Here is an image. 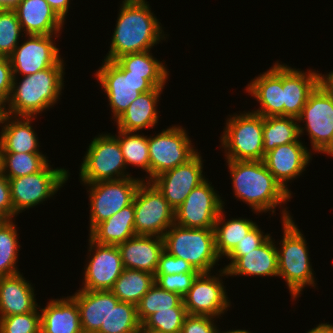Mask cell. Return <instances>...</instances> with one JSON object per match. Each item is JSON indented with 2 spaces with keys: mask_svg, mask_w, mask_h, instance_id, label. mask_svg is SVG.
I'll return each instance as SVG.
<instances>
[{
  "mask_svg": "<svg viewBox=\"0 0 333 333\" xmlns=\"http://www.w3.org/2000/svg\"><path fill=\"white\" fill-rule=\"evenodd\" d=\"M63 297L49 300L43 308L39 305L41 333H83L76 301Z\"/></svg>",
  "mask_w": 333,
  "mask_h": 333,
  "instance_id": "cell-28",
  "label": "cell"
},
{
  "mask_svg": "<svg viewBox=\"0 0 333 333\" xmlns=\"http://www.w3.org/2000/svg\"><path fill=\"white\" fill-rule=\"evenodd\" d=\"M63 59L53 67L21 76V80L13 77L12 91L4 105V113L12 116L36 117L54 107L62 96V89L65 86Z\"/></svg>",
  "mask_w": 333,
  "mask_h": 333,
  "instance_id": "cell-3",
  "label": "cell"
},
{
  "mask_svg": "<svg viewBox=\"0 0 333 333\" xmlns=\"http://www.w3.org/2000/svg\"><path fill=\"white\" fill-rule=\"evenodd\" d=\"M14 11L24 35H60L65 25L45 0H22Z\"/></svg>",
  "mask_w": 333,
  "mask_h": 333,
  "instance_id": "cell-23",
  "label": "cell"
},
{
  "mask_svg": "<svg viewBox=\"0 0 333 333\" xmlns=\"http://www.w3.org/2000/svg\"><path fill=\"white\" fill-rule=\"evenodd\" d=\"M48 162L40 171L18 178H10V194L16 215L49 200L67 183L66 168H53Z\"/></svg>",
  "mask_w": 333,
  "mask_h": 333,
  "instance_id": "cell-8",
  "label": "cell"
},
{
  "mask_svg": "<svg viewBox=\"0 0 333 333\" xmlns=\"http://www.w3.org/2000/svg\"><path fill=\"white\" fill-rule=\"evenodd\" d=\"M53 11L65 22L67 13H69L70 0H45Z\"/></svg>",
  "mask_w": 333,
  "mask_h": 333,
  "instance_id": "cell-49",
  "label": "cell"
},
{
  "mask_svg": "<svg viewBox=\"0 0 333 333\" xmlns=\"http://www.w3.org/2000/svg\"><path fill=\"white\" fill-rule=\"evenodd\" d=\"M22 0H0V10H14Z\"/></svg>",
  "mask_w": 333,
  "mask_h": 333,
  "instance_id": "cell-52",
  "label": "cell"
},
{
  "mask_svg": "<svg viewBox=\"0 0 333 333\" xmlns=\"http://www.w3.org/2000/svg\"><path fill=\"white\" fill-rule=\"evenodd\" d=\"M222 133L220 147L226 160H264L262 115L245 110L229 115Z\"/></svg>",
  "mask_w": 333,
  "mask_h": 333,
  "instance_id": "cell-6",
  "label": "cell"
},
{
  "mask_svg": "<svg viewBox=\"0 0 333 333\" xmlns=\"http://www.w3.org/2000/svg\"><path fill=\"white\" fill-rule=\"evenodd\" d=\"M48 162L51 161L43 153L4 152L3 175L10 179L33 174L40 171Z\"/></svg>",
  "mask_w": 333,
  "mask_h": 333,
  "instance_id": "cell-39",
  "label": "cell"
},
{
  "mask_svg": "<svg viewBox=\"0 0 333 333\" xmlns=\"http://www.w3.org/2000/svg\"><path fill=\"white\" fill-rule=\"evenodd\" d=\"M142 178L128 177L114 181L83 184L89 197V232L100 222L112 217L134 201Z\"/></svg>",
  "mask_w": 333,
  "mask_h": 333,
  "instance_id": "cell-12",
  "label": "cell"
},
{
  "mask_svg": "<svg viewBox=\"0 0 333 333\" xmlns=\"http://www.w3.org/2000/svg\"><path fill=\"white\" fill-rule=\"evenodd\" d=\"M133 202L136 235L163 237L175 223V210L151 182L140 184Z\"/></svg>",
  "mask_w": 333,
  "mask_h": 333,
  "instance_id": "cell-13",
  "label": "cell"
},
{
  "mask_svg": "<svg viewBox=\"0 0 333 333\" xmlns=\"http://www.w3.org/2000/svg\"><path fill=\"white\" fill-rule=\"evenodd\" d=\"M163 240L165 251L187 261L199 273L214 272L221 260L215 249L214 229L185 228L174 223Z\"/></svg>",
  "mask_w": 333,
  "mask_h": 333,
  "instance_id": "cell-5",
  "label": "cell"
},
{
  "mask_svg": "<svg viewBox=\"0 0 333 333\" xmlns=\"http://www.w3.org/2000/svg\"><path fill=\"white\" fill-rule=\"evenodd\" d=\"M319 84L329 93H333V71L328 74L319 73Z\"/></svg>",
  "mask_w": 333,
  "mask_h": 333,
  "instance_id": "cell-50",
  "label": "cell"
},
{
  "mask_svg": "<svg viewBox=\"0 0 333 333\" xmlns=\"http://www.w3.org/2000/svg\"><path fill=\"white\" fill-rule=\"evenodd\" d=\"M80 311V324L83 333H98L119 300L110 291L77 290L70 295Z\"/></svg>",
  "mask_w": 333,
  "mask_h": 333,
  "instance_id": "cell-25",
  "label": "cell"
},
{
  "mask_svg": "<svg viewBox=\"0 0 333 333\" xmlns=\"http://www.w3.org/2000/svg\"><path fill=\"white\" fill-rule=\"evenodd\" d=\"M123 71L130 74L145 75V79L155 87H165L169 78V69L157 60L150 51L125 54L114 61Z\"/></svg>",
  "mask_w": 333,
  "mask_h": 333,
  "instance_id": "cell-31",
  "label": "cell"
},
{
  "mask_svg": "<svg viewBox=\"0 0 333 333\" xmlns=\"http://www.w3.org/2000/svg\"><path fill=\"white\" fill-rule=\"evenodd\" d=\"M199 273L187 261L163 251L155 274Z\"/></svg>",
  "mask_w": 333,
  "mask_h": 333,
  "instance_id": "cell-45",
  "label": "cell"
},
{
  "mask_svg": "<svg viewBox=\"0 0 333 333\" xmlns=\"http://www.w3.org/2000/svg\"><path fill=\"white\" fill-rule=\"evenodd\" d=\"M216 319L211 316L187 315L180 333H219Z\"/></svg>",
  "mask_w": 333,
  "mask_h": 333,
  "instance_id": "cell-46",
  "label": "cell"
},
{
  "mask_svg": "<svg viewBox=\"0 0 333 333\" xmlns=\"http://www.w3.org/2000/svg\"><path fill=\"white\" fill-rule=\"evenodd\" d=\"M4 220H6V219L0 214V224H1Z\"/></svg>",
  "mask_w": 333,
  "mask_h": 333,
  "instance_id": "cell-57",
  "label": "cell"
},
{
  "mask_svg": "<svg viewBox=\"0 0 333 333\" xmlns=\"http://www.w3.org/2000/svg\"><path fill=\"white\" fill-rule=\"evenodd\" d=\"M121 2L109 51L104 57L107 61H115L125 54L150 51L161 40L168 39L146 0Z\"/></svg>",
  "mask_w": 333,
  "mask_h": 333,
  "instance_id": "cell-2",
  "label": "cell"
},
{
  "mask_svg": "<svg viewBox=\"0 0 333 333\" xmlns=\"http://www.w3.org/2000/svg\"><path fill=\"white\" fill-rule=\"evenodd\" d=\"M226 163L232 180L233 196L238 201L247 204L257 215L268 211L274 215L278 207L282 208V221L293 218L288 208L281 206L291 201L293 196L275 179L263 160H226Z\"/></svg>",
  "mask_w": 333,
  "mask_h": 333,
  "instance_id": "cell-1",
  "label": "cell"
},
{
  "mask_svg": "<svg viewBox=\"0 0 333 333\" xmlns=\"http://www.w3.org/2000/svg\"><path fill=\"white\" fill-rule=\"evenodd\" d=\"M203 161L202 155L198 152L185 164L159 174L150 182L176 210L191 191L206 179L203 175Z\"/></svg>",
  "mask_w": 333,
  "mask_h": 333,
  "instance_id": "cell-18",
  "label": "cell"
},
{
  "mask_svg": "<svg viewBox=\"0 0 333 333\" xmlns=\"http://www.w3.org/2000/svg\"><path fill=\"white\" fill-rule=\"evenodd\" d=\"M281 224L283 236L276 245L278 277L285 280L292 301H296L307 285L316 288L317 279L314 277L304 233L302 234L293 218L282 221Z\"/></svg>",
  "mask_w": 333,
  "mask_h": 333,
  "instance_id": "cell-4",
  "label": "cell"
},
{
  "mask_svg": "<svg viewBox=\"0 0 333 333\" xmlns=\"http://www.w3.org/2000/svg\"><path fill=\"white\" fill-rule=\"evenodd\" d=\"M134 222L135 210L133 202L112 217L98 223L88 235L94 242L118 245L136 236Z\"/></svg>",
  "mask_w": 333,
  "mask_h": 333,
  "instance_id": "cell-30",
  "label": "cell"
},
{
  "mask_svg": "<svg viewBox=\"0 0 333 333\" xmlns=\"http://www.w3.org/2000/svg\"><path fill=\"white\" fill-rule=\"evenodd\" d=\"M59 36L26 35L25 40L9 56L13 77L27 76L55 66L62 59L55 45Z\"/></svg>",
  "mask_w": 333,
  "mask_h": 333,
  "instance_id": "cell-17",
  "label": "cell"
},
{
  "mask_svg": "<svg viewBox=\"0 0 333 333\" xmlns=\"http://www.w3.org/2000/svg\"><path fill=\"white\" fill-rule=\"evenodd\" d=\"M0 333H41V313L39 307L26 314L0 318Z\"/></svg>",
  "mask_w": 333,
  "mask_h": 333,
  "instance_id": "cell-42",
  "label": "cell"
},
{
  "mask_svg": "<svg viewBox=\"0 0 333 333\" xmlns=\"http://www.w3.org/2000/svg\"><path fill=\"white\" fill-rule=\"evenodd\" d=\"M31 284L21 272L0 277V318L26 314L39 307Z\"/></svg>",
  "mask_w": 333,
  "mask_h": 333,
  "instance_id": "cell-24",
  "label": "cell"
},
{
  "mask_svg": "<svg viewBox=\"0 0 333 333\" xmlns=\"http://www.w3.org/2000/svg\"><path fill=\"white\" fill-rule=\"evenodd\" d=\"M102 62L95 76L107 95L113 115L111 119L116 121L141 93L151 91L154 87L145 79V75L123 71L114 61Z\"/></svg>",
  "mask_w": 333,
  "mask_h": 333,
  "instance_id": "cell-10",
  "label": "cell"
},
{
  "mask_svg": "<svg viewBox=\"0 0 333 333\" xmlns=\"http://www.w3.org/2000/svg\"><path fill=\"white\" fill-rule=\"evenodd\" d=\"M319 71L283 64L284 116L298 118L309 95L319 85Z\"/></svg>",
  "mask_w": 333,
  "mask_h": 333,
  "instance_id": "cell-22",
  "label": "cell"
},
{
  "mask_svg": "<svg viewBox=\"0 0 333 333\" xmlns=\"http://www.w3.org/2000/svg\"><path fill=\"white\" fill-rule=\"evenodd\" d=\"M277 243L270 236L261 246L244 252L226 271L229 276L278 277Z\"/></svg>",
  "mask_w": 333,
  "mask_h": 333,
  "instance_id": "cell-27",
  "label": "cell"
},
{
  "mask_svg": "<svg viewBox=\"0 0 333 333\" xmlns=\"http://www.w3.org/2000/svg\"><path fill=\"white\" fill-rule=\"evenodd\" d=\"M138 333H165V332H161V331H158V330L147 329L141 324V327H140V330H139Z\"/></svg>",
  "mask_w": 333,
  "mask_h": 333,
  "instance_id": "cell-54",
  "label": "cell"
},
{
  "mask_svg": "<svg viewBox=\"0 0 333 333\" xmlns=\"http://www.w3.org/2000/svg\"><path fill=\"white\" fill-rule=\"evenodd\" d=\"M4 152L3 142L0 138V175L3 174L4 171Z\"/></svg>",
  "mask_w": 333,
  "mask_h": 333,
  "instance_id": "cell-53",
  "label": "cell"
},
{
  "mask_svg": "<svg viewBox=\"0 0 333 333\" xmlns=\"http://www.w3.org/2000/svg\"><path fill=\"white\" fill-rule=\"evenodd\" d=\"M307 333H333V323H320L316 327L307 331Z\"/></svg>",
  "mask_w": 333,
  "mask_h": 333,
  "instance_id": "cell-51",
  "label": "cell"
},
{
  "mask_svg": "<svg viewBox=\"0 0 333 333\" xmlns=\"http://www.w3.org/2000/svg\"><path fill=\"white\" fill-rule=\"evenodd\" d=\"M199 273L154 274L155 283L162 289L179 294L182 298L188 293Z\"/></svg>",
  "mask_w": 333,
  "mask_h": 333,
  "instance_id": "cell-43",
  "label": "cell"
},
{
  "mask_svg": "<svg viewBox=\"0 0 333 333\" xmlns=\"http://www.w3.org/2000/svg\"><path fill=\"white\" fill-rule=\"evenodd\" d=\"M117 134L118 136L116 134L114 136L118 139L121 146L127 169L131 165L142 169L147 173L142 180L150 182L148 135L145 136L143 133L140 135L139 132H126L120 129H118Z\"/></svg>",
  "mask_w": 333,
  "mask_h": 333,
  "instance_id": "cell-34",
  "label": "cell"
},
{
  "mask_svg": "<svg viewBox=\"0 0 333 333\" xmlns=\"http://www.w3.org/2000/svg\"><path fill=\"white\" fill-rule=\"evenodd\" d=\"M271 234L264 233L258 224L238 243V245L224 258L229 259L230 263L224 265L227 270L240 256H244V252H250L261 246Z\"/></svg>",
  "mask_w": 333,
  "mask_h": 333,
  "instance_id": "cell-44",
  "label": "cell"
},
{
  "mask_svg": "<svg viewBox=\"0 0 333 333\" xmlns=\"http://www.w3.org/2000/svg\"><path fill=\"white\" fill-rule=\"evenodd\" d=\"M187 315L186 308L157 310V312L150 315L142 325L147 329L158 330L165 333H180L183 321Z\"/></svg>",
  "mask_w": 333,
  "mask_h": 333,
  "instance_id": "cell-41",
  "label": "cell"
},
{
  "mask_svg": "<svg viewBox=\"0 0 333 333\" xmlns=\"http://www.w3.org/2000/svg\"><path fill=\"white\" fill-rule=\"evenodd\" d=\"M164 87H155L153 90L141 93L127 108V110L114 122L117 129L126 132H141L144 129H153L158 125L160 111L157 107ZM159 112V113H158Z\"/></svg>",
  "mask_w": 333,
  "mask_h": 333,
  "instance_id": "cell-26",
  "label": "cell"
},
{
  "mask_svg": "<svg viewBox=\"0 0 333 333\" xmlns=\"http://www.w3.org/2000/svg\"><path fill=\"white\" fill-rule=\"evenodd\" d=\"M170 308H185L183 298L177 293L160 288L155 283L137 305L139 322L142 324L157 310H170Z\"/></svg>",
  "mask_w": 333,
  "mask_h": 333,
  "instance_id": "cell-37",
  "label": "cell"
},
{
  "mask_svg": "<svg viewBox=\"0 0 333 333\" xmlns=\"http://www.w3.org/2000/svg\"><path fill=\"white\" fill-rule=\"evenodd\" d=\"M0 214L5 219L17 217L11 200L9 179L3 174L0 175Z\"/></svg>",
  "mask_w": 333,
  "mask_h": 333,
  "instance_id": "cell-48",
  "label": "cell"
},
{
  "mask_svg": "<svg viewBox=\"0 0 333 333\" xmlns=\"http://www.w3.org/2000/svg\"><path fill=\"white\" fill-rule=\"evenodd\" d=\"M88 240L87 263L84 266L83 290H111L124 270L117 245L100 244L90 237ZM92 252V253H91Z\"/></svg>",
  "mask_w": 333,
  "mask_h": 333,
  "instance_id": "cell-16",
  "label": "cell"
},
{
  "mask_svg": "<svg viewBox=\"0 0 333 333\" xmlns=\"http://www.w3.org/2000/svg\"><path fill=\"white\" fill-rule=\"evenodd\" d=\"M140 327L137 306L119 301L116 306H112L98 333H138Z\"/></svg>",
  "mask_w": 333,
  "mask_h": 333,
  "instance_id": "cell-38",
  "label": "cell"
},
{
  "mask_svg": "<svg viewBox=\"0 0 333 333\" xmlns=\"http://www.w3.org/2000/svg\"><path fill=\"white\" fill-rule=\"evenodd\" d=\"M123 267L155 274L164 251L161 236L136 235L117 245Z\"/></svg>",
  "mask_w": 333,
  "mask_h": 333,
  "instance_id": "cell-21",
  "label": "cell"
},
{
  "mask_svg": "<svg viewBox=\"0 0 333 333\" xmlns=\"http://www.w3.org/2000/svg\"><path fill=\"white\" fill-rule=\"evenodd\" d=\"M155 284V275L148 272L126 269L110 290L119 301L138 305L141 298Z\"/></svg>",
  "mask_w": 333,
  "mask_h": 333,
  "instance_id": "cell-33",
  "label": "cell"
},
{
  "mask_svg": "<svg viewBox=\"0 0 333 333\" xmlns=\"http://www.w3.org/2000/svg\"><path fill=\"white\" fill-rule=\"evenodd\" d=\"M300 139L297 118L277 116L263 117V149L264 154L279 145L296 142Z\"/></svg>",
  "mask_w": 333,
  "mask_h": 333,
  "instance_id": "cell-35",
  "label": "cell"
},
{
  "mask_svg": "<svg viewBox=\"0 0 333 333\" xmlns=\"http://www.w3.org/2000/svg\"><path fill=\"white\" fill-rule=\"evenodd\" d=\"M82 159L79 170L81 184L133 177L126 170V162L119 141L111 133H100L95 136Z\"/></svg>",
  "mask_w": 333,
  "mask_h": 333,
  "instance_id": "cell-7",
  "label": "cell"
},
{
  "mask_svg": "<svg viewBox=\"0 0 333 333\" xmlns=\"http://www.w3.org/2000/svg\"><path fill=\"white\" fill-rule=\"evenodd\" d=\"M23 34L14 10H0V55L9 57L18 46Z\"/></svg>",
  "mask_w": 333,
  "mask_h": 333,
  "instance_id": "cell-40",
  "label": "cell"
},
{
  "mask_svg": "<svg viewBox=\"0 0 333 333\" xmlns=\"http://www.w3.org/2000/svg\"><path fill=\"white\" fill-rule=\"evenodd\" d=\"M300 138L306 131L312 151L333 156V94L320 84L309 95L300 116L297 118ZM305 130V131H304Z\"/></svg>",
  "mask_w": 333,
  "mask_h": 333,
  "instance_id": "cell-9",
  "label": "cell"
},
{
  "mask_svg": "<svg viewBox=\"0 0 333 333\" xmlns=\"http://www.w3.org/2000/svg\"><path fill=\"white\" fill-rule=\"evenodd\" d=\"M4 114V105L0 102V120Z\"/></svg>",
  "mask_w": 333,
  "mask_h": 333,
  "instance_id": "cell-56",
  "label": "cell"
},
{
  "mask_svg": "<svg viewBox=\"0 0 333 333\" xmlns=\"http://www.w3.org/2000/svg\"><path fill=\"white\" fill-rule=\"evenodd\" d=\"M35 119L37 117L3 114L0 120V138L5 152L42 153L37 134L31 125Z\"/></svg>",
  "mask_w": 333,
  "mask_h": 333,
  "instance_id": "cell-29",
  "label": "cell"
},
{
  "mask_svg": "<svg viewBox=\"0 0 333 333\" xmlns=\"http://www.w3.org/2000/svg\"><path fill=\"white\" fill-rule=\"evenodd\" d=\"M13 221L6 219L0 224V277L20 273L17 264L21 245Z\"/></svg>",
  "mask_w": 333,
  "mask_h": 333,
  "instance_id": "cell-36",
  "label": "cell"
},
{
  "mask_svg": "<svg viewBox=\"0 0 333 333\" xmlns=\"http://www.w3.org/2000/svg\"><path fill=\"white\" fill-rule=\"evenodd\" d=\"M219 333H251V331H248V329L247 330H243V329H237V330H234V329H232V330H228V331H221L220 330V332Z\"/></svg>",
  "mask_w": 333,
  "mask_h": 333,
  "instance_id": "cell-55",
  "label": "cell"
},
{
  "mask_svg": "<svg viewBox=\"0 0 333 333\" xmlns=\"http://www.w3.org/2000/svg\"><path fill=\"white\" fill-rule=\"evenodd\" d=\"M245 91L260 104L252 112L263 117L284 116L283 63L276 61L269 70L255 76Z\"/></svg>",
  "mask_w": 333,
  "mask_h": 333,
  "instance_id": "cell-20",
  "label": "cell"
},
{
  "mask_svg": "<svg viewBox=\"0 0 333 333\" xmlns=\"http://www.w3.org/2000/svg\"><path fill=\"white\" fill-rule=\"evenodd\" d=\"M191 141L188 132L181 125H173L154 136H148L150 181L192 159L198 149H194L196 147Z\"/></svg>",
  "mask_w": 333,
  "mask_h": 333,
  "instance_id": "cell-11",
  "label": "cell"
},
{
  "mask_svg": "<svg viewBox=\"0 0 333 333\" xmlns=\"http://www.w3.org/2000/svg\"><path fill=\"white\" fill-rule=\"evenodd\" d=\"M311 160V149L309 151L308 147L298 139L296 142L279 145L269 151L263 161L275 179L292 195L287 183L302 175Z\"/></svg>",
  "mask_w": 333,
  "mask_h": 333,
  "instance_id": "cell-19",
  "label": "cell"
},
{
  "mask_svg": "<svg viewBox=\"0 0 333 333\" xmlns=\"http://www.w3.org/2000/svg\"><path fill=\"white\" fill-rule=\"evenodd\" d=\"M13 73L9 57L0 55V102L5 105L12 91Z\"/></svg>",
  "mask_w": 333,
  "mask_h": 333,
  "instance_id": "cell-47",
  "label": "cell"
},
{
  "mask_svg": "<svg viewBox=\"0 0 333 333\" xmlns=\"http://www.w3.org/2000/svg\"><path fill=\"white\" fill-rule=\"evenodd\" d=\"M206 178L195 187L175 210V224L185 228L214 229V224L225 207L223 197Z\"/></svg>",
  "mask_w": 333,
  "mask_h": 333,
  "instance_id": "cell-15",
  "label": "cell"
},
{
  "mask_svg": "<svg viewBox=\"0 0 333 333\" xmlns=\"http://www.w3.org/2000/svg\"><path fill=\"white\" fill-rule=\"evenodd\" d=\"M219 274L212 272L199 273L194 279L188 293L183 297V303L188 315L222 317L228 308H231V301L228 298L226 287L222 277L228 273L224 268L218 270ZM213 274V275H211Z\"/></svg>",
  "mask_w": 333,
  "mask_h": 333,
  "instance_id": "cell-14",
  "label": "cell"
},
{
  "mask_svg": "<svg viewBox=\"0 0 333 333\" xmlns=\"http://www.w3.org/2000/svg\"><path fill=\"white\" fill-rule=\"evenodd\" d=\"M224 208L214 224L215 249L217 255L222 259L226 257L241 240L257 225L248 218L236 217L225 219Z\"/></svg>",
  "mask_w": 333,
  "mask_h": 333,
  "instance_id": "cell-32",
  "label": "cell"
}]
</instances>
